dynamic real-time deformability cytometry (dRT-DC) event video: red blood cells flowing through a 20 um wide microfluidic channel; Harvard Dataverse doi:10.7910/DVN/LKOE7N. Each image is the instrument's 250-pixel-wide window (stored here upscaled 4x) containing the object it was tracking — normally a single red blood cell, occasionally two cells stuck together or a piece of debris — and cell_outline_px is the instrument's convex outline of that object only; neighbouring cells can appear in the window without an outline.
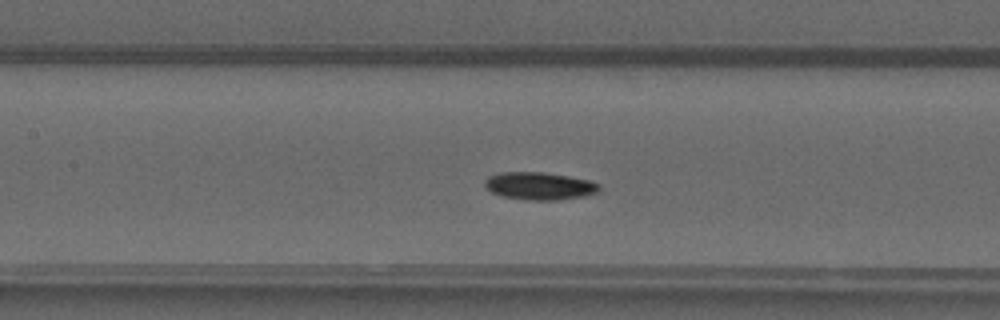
{"species": "common noctule bat (a hibernating species)", "species_latin": "Nyctalus noctula", "temperature_condition": "warm", "stored_images_in_passage": 46, "camera_frame_rate_fps": 3000, "um_per_image_px": 0.085, "animal": {"sex": "male", "forearm_length_mm": 52.5}, "frame": {"image": 1, "passage_image": 18, "time_ms": 5.667, "image_size_px": [1000, 320], "cell_outline_px": [[600, 192], [584, 196], [560, 200], [528, 200], [500, 196], [492, 192], [484, 184], [484, 180], [488, 176], [504, 172], [540, 172], [568, 176], [588, 180], [600, 184]], "centroid_in_image_um": [45.87, 15.81], "position_along_channel_um": 161.5, "area_um2": 18.44}}
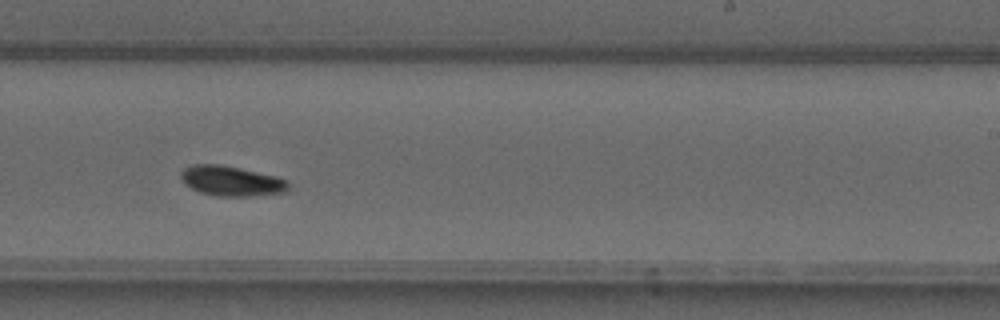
{"frame": {"image": 2, "passage_image": 26, "time_ms": 8.333, "image_size_px": [1000, 320], "cell_outline_px": [[288, 188], [284, 192], [248, 196], [216, 196], [200, 192], [184, 184], [180, 176], [180, 172], [184, 168], [192, 164], [220, 164], [240, 168], [276, 176], [284, 180], [288, 184]], "centroid_in_image_um": [19.6, 15.37], "position_along_channel_um": 269.4, "area_um2": 18.67}}
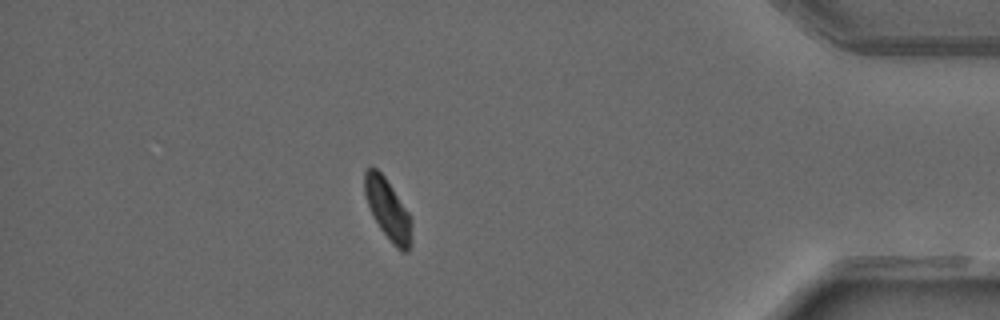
{"frame": {"image": 3, "passage_image": 39, "time_ms": 12.667, "image_size_px": [1000, 320], "cell_outline_px": [[412, 244], [408, 252], [400, 252], [392, 244], [380, 228], [368, 204], [364, 192], [364, 172], [372, 164], [384, 176], [408, 212], [412, 220]], "centroid_in_image_um": [32.99, 17.83], "position_along_channel_um": 402.2, "area_um2": 16.65}, "authors_computed_cell_mechanics": {"area_um2": 17.5423, "velocity_mm_per_s": 4.0628, "shape_relaxation_time_tau1_ms": 3.844, "shape_relaxation_time_tau2_ms": 6.9596, "deformation_change_tau1": 0.1312, "deformation_change_tau2": 0.0824}}